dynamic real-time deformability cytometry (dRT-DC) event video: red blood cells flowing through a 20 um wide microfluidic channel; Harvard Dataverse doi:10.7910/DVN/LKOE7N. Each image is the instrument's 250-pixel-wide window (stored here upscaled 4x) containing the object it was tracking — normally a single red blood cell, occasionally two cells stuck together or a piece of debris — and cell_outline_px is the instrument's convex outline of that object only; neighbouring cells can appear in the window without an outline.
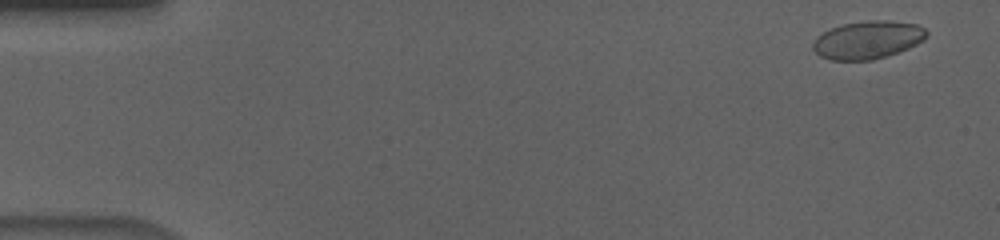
{"species": "human", "species_latin": "Homo sapiens", "temperature_condition": "cold", "stored_images_in_passage": 57, "camera_frame_rate_fps": 3000, "um_per_image_px": 0.085, "donor": {"sex": "male"}, "frame": {"image": 1, "passage_image": 3, "time_ms": 0.667, "image_size_px": [1000, 240], "cell_outline_px": [[928, 36], [924, 40], [908, 48], [872, 60], [832, 60], [820, 56], [812, 48], [812, 44], [816, 36], [832, 28], [844, 24], [868, 20], [888, 20], [916, 24], [924, 28], [928, 32]], "centroid_in_image_um": [73.76, 3.38], "position_along_channel_um": 11.2, "area_um2": 24.97}}
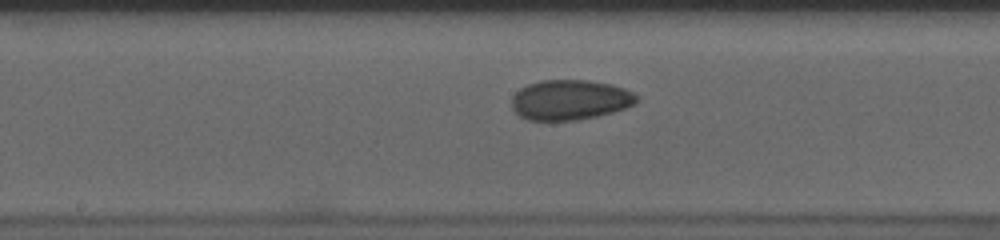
{"frame": {"image": 2, "passage_image": 30, "time_ms": 9.667, "image_size_px": [1000, 240], "cell_outline_px": [[636, 104], [612, 112], [580, 120], [528, 120], [520, 116], [512, 108], [512, 96], [520, 88], [528, 84], [540, 80], [588, 80], [612, 84], [624, 88], [632, 92], [636, 96]], "centroid_in_image_um": [48.43, 8.48], "position_along_channel_um": 199.8, "area_um2": 29.19}}
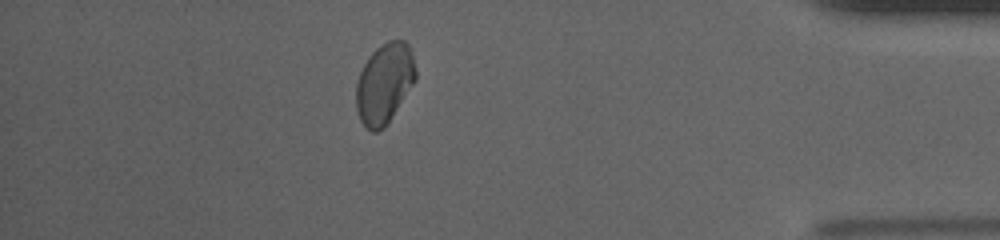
{"frame": {"image": 3, "passage_image": 50, "time_ms": 16.333, "image_size_px": [1000, 240], "cell_outline_px": [[416, 80], [388, 124], [384, 128], [376, 132], [372, 132], [360, 120], [356, 108], [356, 84], [360, 72], [368, 56], [376, 48], [388, 40], [404, 40], [408, 44], [412, 52], [416, 68]], "centroid_in_image_um": [32.69, 7.09], "position_along_channel_um": 402.5, "area_um2": 28.09}, "authors_computed_cell_mechanics": {"area_um2": 28.033, "velocity_mm_per_s": 3.637, "shape_relaxation_time_tau1_ms": 5.1455, "shape_relaxation_time_tau2_ms": 3.6933, "deformation_change_tau1": 0.1181, "deformation_change_tau2": 0.0553}}